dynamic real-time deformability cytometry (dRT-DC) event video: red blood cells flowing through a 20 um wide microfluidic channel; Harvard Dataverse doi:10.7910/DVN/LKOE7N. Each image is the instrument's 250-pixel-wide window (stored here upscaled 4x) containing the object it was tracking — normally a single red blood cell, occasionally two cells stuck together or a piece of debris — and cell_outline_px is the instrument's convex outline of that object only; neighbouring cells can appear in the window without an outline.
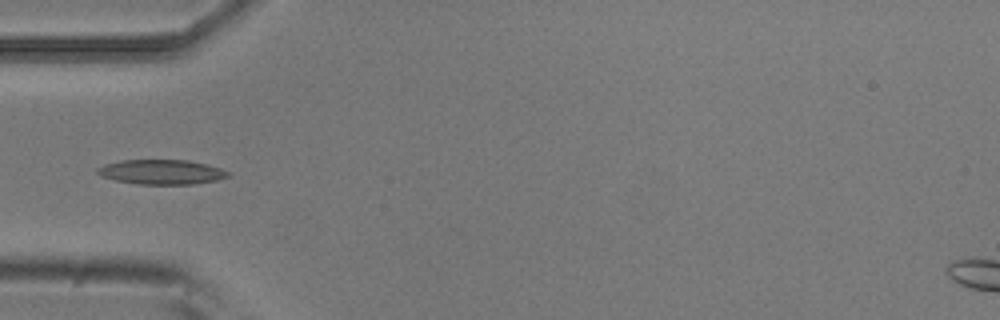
{"species": "common noctule bat (a hibernating species)", "species_latin": "Nyctalus noctula", "temperature_condition": "room temperature", "stored_images_in_passage": 7, "camera_frame_rate_fps": 3000, "um_per_image_px": 0.085, "animal": {"sex": "male", "body_mass_g": 20.5, "forearm_length_mm": 52.5}, "frame": {"image": 1, "passage_image": 5, "time_ms": 1.333, "image_size_px": [1000, 320], "cell_outline_px": [[232, 176], [216, 180], [192, 184], [136, 184], [116, 180], [100, 176], [96, 172], [96, 168], [104, 164], [120, 160], [188, 160], [208, 164], [232, 172]], "centroid_in_image_um": [13.75, 14.61], "position_along_channel_um": 71.3, "area_um2": 19.02}}
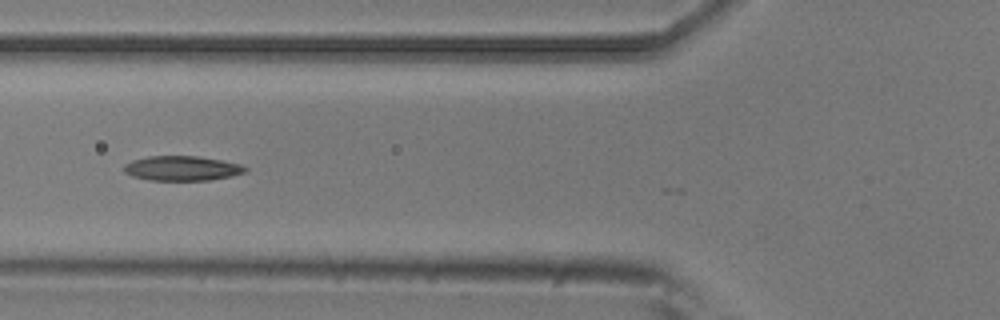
{"frame": {"image": 2, "passage_image": 6, "time_ms": 1.667, "image_size_px": [1000, 320], "cell_outline_px": [[248, 168], [244, 172], [232, 176], [212, 180], [148, 180], [132, 176], [124, 172], [124, 164], [132, 160], [148, 156], [196, 156], [220, 160], [240, 164]], "centroid_in_image_um": [15.45, 14.31], "position_along_channel_um": 110.4, "area_um2": 17.46}}